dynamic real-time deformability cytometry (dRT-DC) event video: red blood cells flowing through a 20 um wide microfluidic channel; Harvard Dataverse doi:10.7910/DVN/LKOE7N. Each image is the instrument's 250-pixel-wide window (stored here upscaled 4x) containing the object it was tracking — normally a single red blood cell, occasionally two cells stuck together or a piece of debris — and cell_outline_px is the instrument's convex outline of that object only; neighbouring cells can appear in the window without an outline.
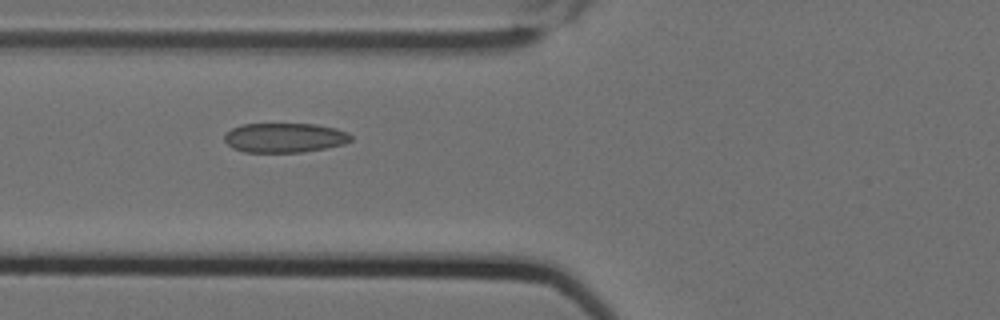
{"species": "Egyptian fruit bat (a non-hibernating species)", "species_latin": "Rousettus aegyptiacus", "temperature_condition": "cold", "stored_images_in_passage": 7, "camera_frame_rate_fps": 3000, "um_per_image_px": 0.085, "animal": {"sex": "female"}, "frame": {"image": 1, "passage_image": 7, "time_ms": 2.0, "image_size_px": [1000, 320], "cell_outline_px": [[352, 140], [344, 144], [324, 148], [300, 152], [244, 152], [232, 148], [224, 140], [224, 136], [232, 128], [240, 124], [316, 124], [336, 128], [348, 132], [352, 136]], "centroid_in_image_um": [24.2, 11.7], "position_along_channel_um": 101.6, "area_um2": 21.79}}